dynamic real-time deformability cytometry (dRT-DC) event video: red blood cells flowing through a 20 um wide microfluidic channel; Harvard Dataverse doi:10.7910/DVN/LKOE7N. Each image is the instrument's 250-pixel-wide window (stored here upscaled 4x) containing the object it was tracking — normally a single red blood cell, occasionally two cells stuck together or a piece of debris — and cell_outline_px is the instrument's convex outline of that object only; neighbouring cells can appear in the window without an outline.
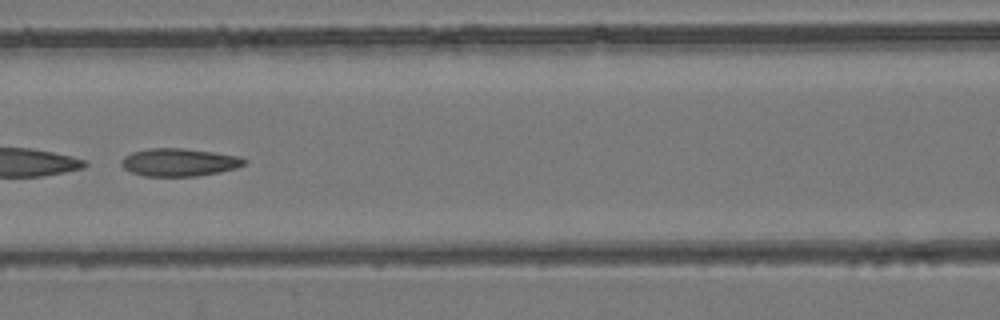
{"species": "common noctule bat (a hibernating species)", "species_latin": "Nyctalus noctula", "temperature_condition": "room temperature", "stored_images_in_passage": 8, "camera_frame_rate_fps": 3000, "um_per_image_px": 0.085, "animal": {"sex": "female", "body_mass_g": 24.6, "forearm_length_mm": 56.2}, "frame": {"image": 1, "passage_image": 6, "time_ms": 7.333, "image_size_px": [1000, 320], "cell_outline_px": [[248, 160], [244, 164], [236, 168], [220, 172], [196, 176], [144, 176], [132, 172], [124, 168], [120, 164], [120, 160], [124, 156], [132, 152], [148, 148], [184, 148], [240, 156]], "centroid_in_image_um": [15.22, 13.79], "position_along_channel_um": 151.4, "area_um2": 20.0}}
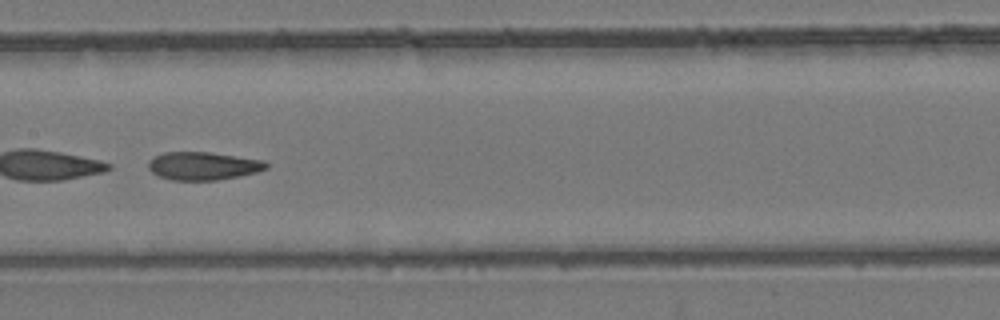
{"frame": {"image": 2, "passage_image": 7, "time_ms": 8.333, "image_size_px": [1000, 320], "cell_outline_px": [[268, 168], [256, 172], [240, 176], [216, 180], [172, 180], [160, 176], [152, 172], [148, 168], [148, 160], [152, 156], [164, 152], [212, 152], [264, 160], [268, 164]], "centroid_in_image_um": [17.26, 14.09], "position_along_channel_um": 190.1, "area_um2": 19.42}}
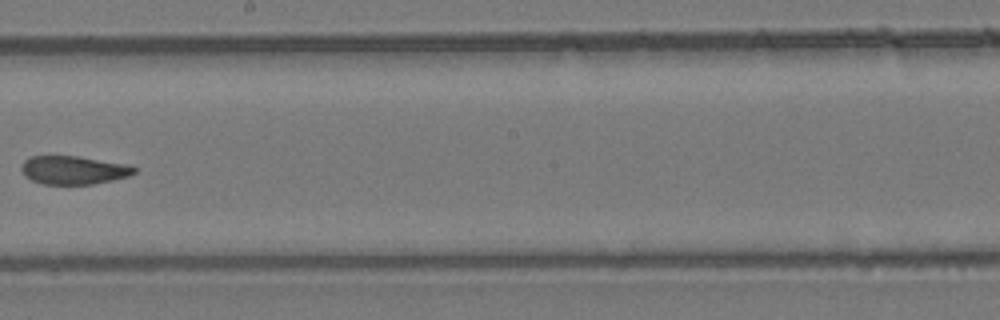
{"frame": {"image": 3, "passage_image": 8, "time_ms": 9.667, "image_size_px": [1000, 320], "cell_outline_px": [[136, 172], [128, 176], [112, 180], [92, 184], [44, 184], [32, 180], [24, 176], [20, 168], [24, 160], [32, 156], [76, 156], [128, 164], [136, 168]], "centroid_in_image_um": [6.24, 14.45], "position_along_channel_um": 242.0, "area_um2": 18.61}}